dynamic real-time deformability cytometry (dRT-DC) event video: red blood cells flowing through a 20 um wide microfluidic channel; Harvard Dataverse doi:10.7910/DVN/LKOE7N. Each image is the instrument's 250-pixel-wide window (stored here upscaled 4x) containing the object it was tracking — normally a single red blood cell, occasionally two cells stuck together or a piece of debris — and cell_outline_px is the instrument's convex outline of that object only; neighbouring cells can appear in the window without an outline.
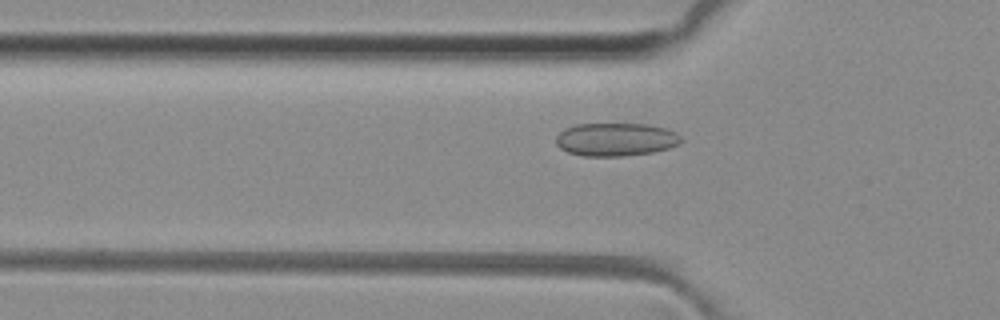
{"species": "common noctule bat (a hibernating species)", "species_latin": "Nyctalus noctula", "temperature_condition": "room temperature", "stored_images_in_passage": 44, "camera_frame_rate_fps": 3000, "um_per_image_px": 0.085, "animal": {"sex": "female", "body_mass_g": 29.2, "forearm_length_mm": 56.3}, "frame": {"image": 1, "passage_image": 16, "time_ms": 5.0, "image_size_px": [1000, 320], "cell_outline_px": [[684, 140], [680, 144], [668, 148], [652, 152], [624, 156], [580, 156], [568, 152], [560, 148], [556, 144], [556, 136], [564, 128], [576, 124], [648, 124], [664, 128], [676, 132]], "centroid_in_image_um": [52.34, 11.85], "position_along_channel_um": 73.5, "area_um2": 24.33}}
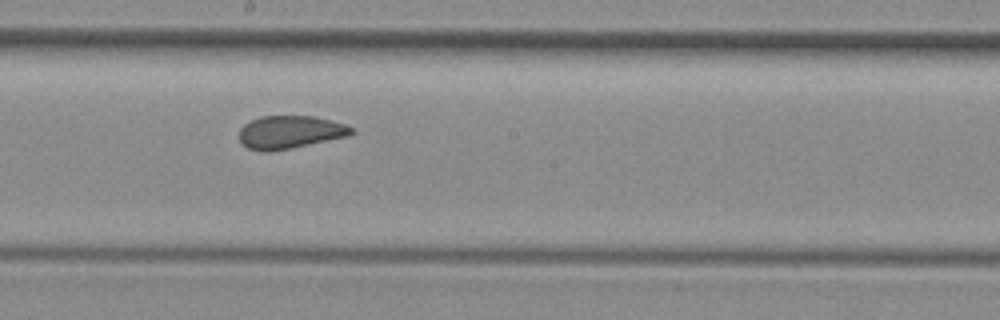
{"frame": {"image": 2, "passage_image": 27, "time_ms": 8.667, "image_size_px": [1000, 320], "cell_outline_px": [[356, 132], [348, 136], [292, 148], [268, 152], [260, 152], [248, 148], [240, 140], [240, 128], [244, 124], [260, 116], [316, 116], [348, 124], [356, 128]], "centroid_in_image_um": [24.71, 11.23], "position_along_channel_um": 223.5, "area_um2": 21.85}}
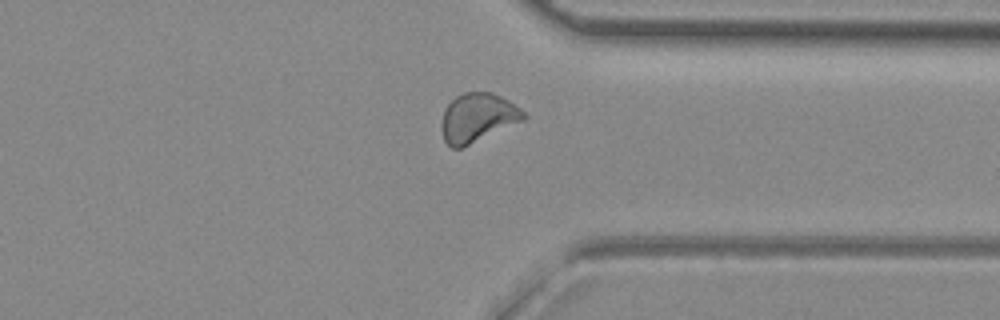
{"frame": {"image": 3, "passage_image": 38, "time_ms": 12.333, "image_size_px": [1000, 320], "cell_outline_px": [[528, 116], [524, 120], [460, 148], [452, 148], [444, 140], [440, 128], [440, 124], [444, 108], [456, 96], [464, 92], [492, 92], [508, 100], [520, 108]], "centroid_in_image_um": [40.57, 9.99], "position_along_channel_um": 370.8, "area_um2": 23.29}}